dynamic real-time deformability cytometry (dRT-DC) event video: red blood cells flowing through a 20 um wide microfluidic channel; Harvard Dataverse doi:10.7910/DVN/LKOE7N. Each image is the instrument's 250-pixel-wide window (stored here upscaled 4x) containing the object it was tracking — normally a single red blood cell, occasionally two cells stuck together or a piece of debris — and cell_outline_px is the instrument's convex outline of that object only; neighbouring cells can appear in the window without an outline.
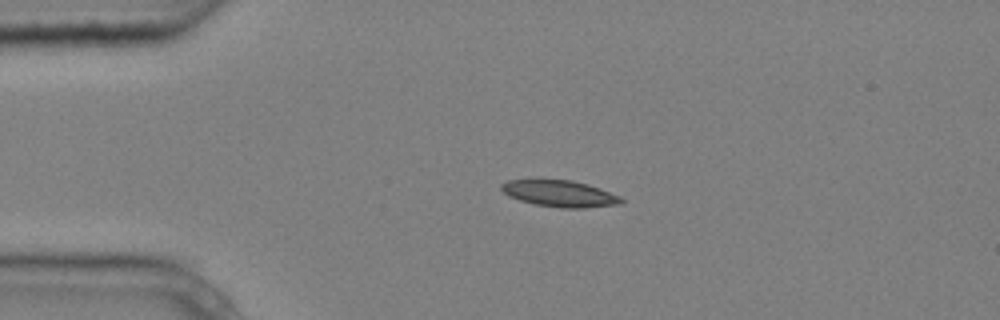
{"species": "common noctule bat (a hibernating species)", "species_latin": "Nyctalus noctula", "temperature_condition": "cold", "stored_images_in_passage": 4, "camera_frame_rate_fps": 3000, "um_per_image_px": 0.085, "animal": {"sex": "male", "body_mass_g": 20.4}, "frame": {"image": 1, "passage_image": 3, "time_ms": 0.667, "image_size_px": [1000, 320], "cell_outline_px": [[624, 204], [584, 208], [560, 208], [532, 204], [508, 196], [500, 188], [500, 184], [508, 180], [572, 180], [588, 184], [600, 188], [620, 196], [624, 200]], "centroid_in_image_um": [47.61, 16.47], "position_along_channel_um": 37.4, "area_um2": 18.67}}